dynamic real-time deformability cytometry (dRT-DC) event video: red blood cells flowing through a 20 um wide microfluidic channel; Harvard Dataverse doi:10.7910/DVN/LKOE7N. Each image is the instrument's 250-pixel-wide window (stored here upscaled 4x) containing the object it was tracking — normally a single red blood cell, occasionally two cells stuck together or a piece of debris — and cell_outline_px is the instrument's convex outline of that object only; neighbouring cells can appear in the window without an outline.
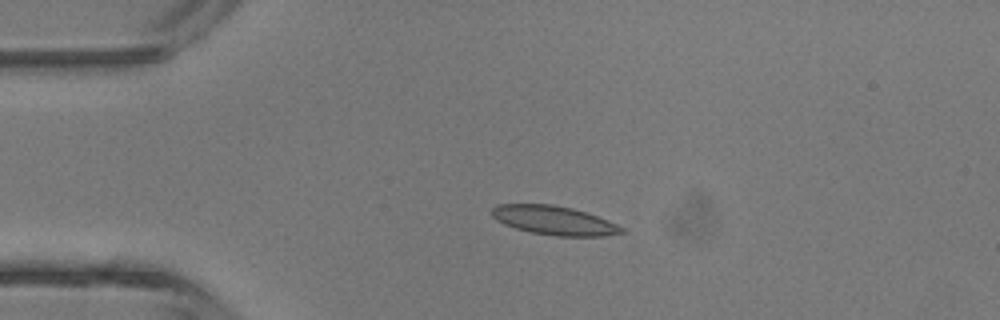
{"species": "common noctule bat (a hibernating species)", "species_latin": "Nyctalus noctula", "temperature_condition": "room temperature", "stored_images_in_passage": 4, "camera_frame_rate_fps": 3000, "um_per_image_px": 0.085, "animal": {"sex": "male", "body_mass_g": 13.3}, "frame": {"image": 1, "passage_image": 2, "time_ms": 1.333, "image_size_px": [1000, 320], "cell_outline_px": [[624, 232], [604, 236], [556, 236], [532, 232], [516, 228], [504, 224], [496, 220], [492, 216], [492, 208], [496, 204], [552, 204], [572, 208], [608, 220], [624, 228]], "centroid_in_image_um": [47.08, 18.73], "position_along_channel_um": 37.9, "area_um2": 21.73}}
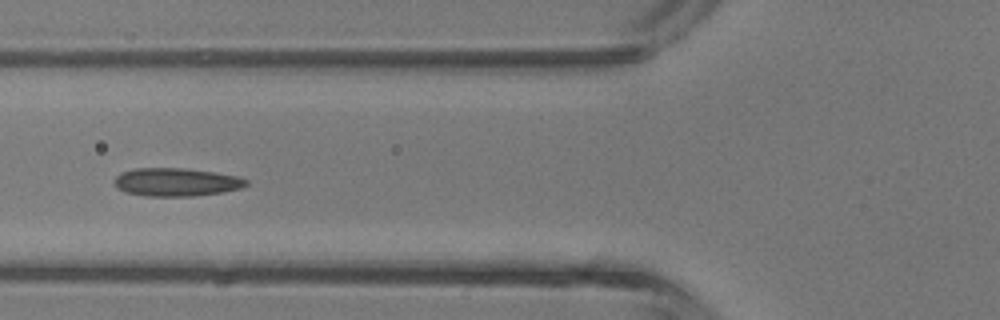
{"frame": {"image": 2, "passage_image": 4, "time_ms": 3.667, "image_size_px": [1000, 320], "cell_outline_px": [[248, 184], [240, 188], [220, 192], [192, 196], [144, 196], [124, 192], [116, 188], [116, 176], [120, 172], [136, 168], [184, 168], [212, 172], [236, 176], [248, 180]], "centroid_in_image_um": [14.94, 15.48], "position_along_channel_um": 110.9, "area_um2": 21.5}}